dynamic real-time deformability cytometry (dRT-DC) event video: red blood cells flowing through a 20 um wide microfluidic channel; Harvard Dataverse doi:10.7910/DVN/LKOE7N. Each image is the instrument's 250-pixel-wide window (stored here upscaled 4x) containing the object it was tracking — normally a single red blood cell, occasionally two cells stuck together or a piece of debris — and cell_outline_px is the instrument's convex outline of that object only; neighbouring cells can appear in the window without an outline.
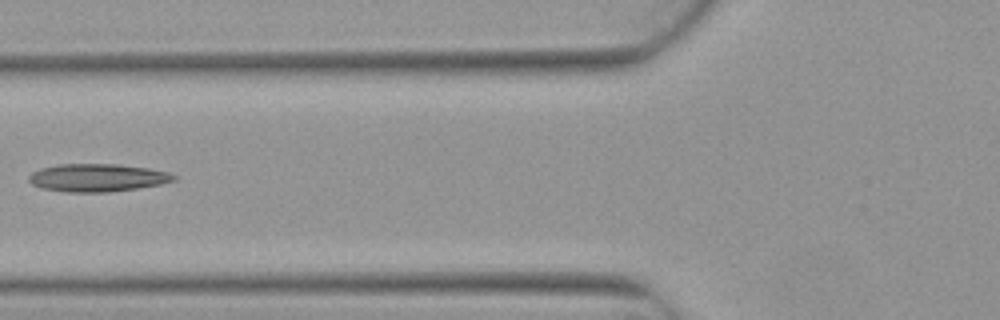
{"species": "Egyptian fruit bat (a non-hibernating species)", "species_latin": "Rousettus aegyptiacus", "temperature_condition": "warm", "stored_images_in_passage": 4, "camera_frame_rate_fps": 3000, "um_per_image_px": 0.085, "animal": {"sex": "female"}, "frame": {"image": 1, "passage_image": 4, "time_ms": 1.0, "image_size_px": [1000, 320], "cell_outline_px": [[176, 180], [160, 184], [136, 188], [108, 192], [68, 192], [40, 188], [32, 184], [28, 180], [28, 176], [32, 172], [40, 168], [60, 164], [116, 164], [148, 168], [168, 172], [176, 176]], "centroid_in_image_um": [8.24, 15.1], "position_along_channel_um": 117.6, "area_um2": 23.47}}